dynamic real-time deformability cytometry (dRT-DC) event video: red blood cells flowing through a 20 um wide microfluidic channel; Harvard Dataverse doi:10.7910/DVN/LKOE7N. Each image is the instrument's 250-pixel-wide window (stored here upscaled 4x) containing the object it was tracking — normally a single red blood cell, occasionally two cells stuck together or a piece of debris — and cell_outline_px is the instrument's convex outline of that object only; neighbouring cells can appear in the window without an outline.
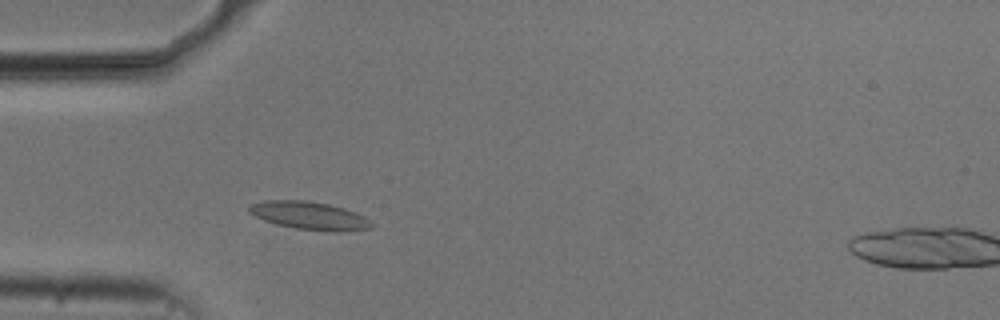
{"species": "common noctule bat (a hibernating species)", "species_latin": "Nyctalus noctula", "temperature_condition": "cold", "stored_images_in_passage": 34, "camera_frame_rate_fps": 3000, "um_per_image_px": 0.085, "animal": {"sex": "male", "body_mass_g": 20.5, "forearm_length_mm": 52.5}, "frame": {"image": 1, "passage_image": 10, "time_ms": 3.0, "image_size_px": [1000, 320], "cell_outline_px": [[372, 228], [344, 232], [332, 232], [296, 228], [276, 224], [264, 220], [248, 212], [248, 208], [252, 204], [264, 200], [304, 200], [328, 204], [344, 208], [356, 212], [364, 216], [372, 224]], "centroid_in_image_um": [26.32, 18.33], "position_along_channel_um": 58.7, "area_um2": 19.94}}
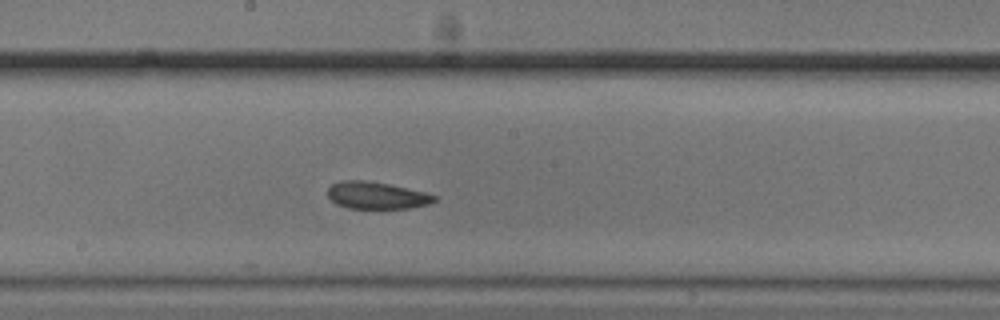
{"frame": {"image": 2, "passage_image": 23, "time_ms": 7.333, "image_size_px": [1000, 320], "cell_outline_px": [[436, 200], [428, 204], [408, 208], [348, 208], [336, 204], [328, 196], [328, 188], [332, 184], [340, 180], [364, 180], [388, 184], [424, 192], [436, 196]], "centroid_in_image_um": [31.97, 16.6], "position_along_channel_um": 216.2, "area_um2": 16.65}}
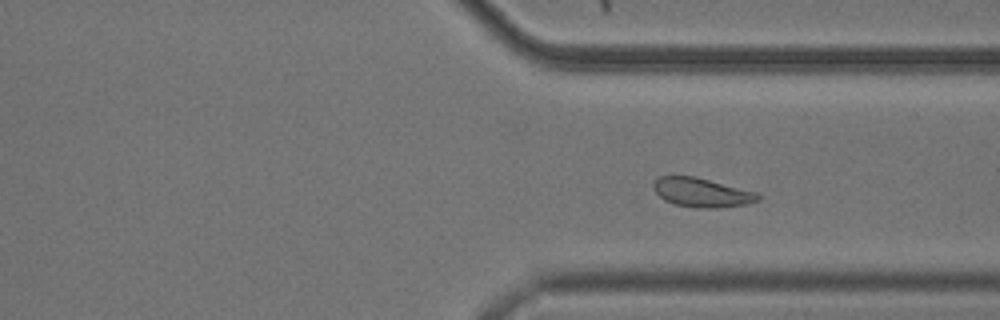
{"frame": {"image": 3, "passage_image": 34, "time_ms": 11.0, "image_size_px": [1000, 320], "cell_outline_px": [[760, 200], [748, 204], [716, 208], [696, 208], [676, 204], [664, 200], [656, 192], [652, 184], [660, 176], [696, 176], [756, 192], [760, 196]], "centroid_in_image_um": [59.67, 16.36], "position_along_channel_um": 351.7, "area_um2": 17.69}}